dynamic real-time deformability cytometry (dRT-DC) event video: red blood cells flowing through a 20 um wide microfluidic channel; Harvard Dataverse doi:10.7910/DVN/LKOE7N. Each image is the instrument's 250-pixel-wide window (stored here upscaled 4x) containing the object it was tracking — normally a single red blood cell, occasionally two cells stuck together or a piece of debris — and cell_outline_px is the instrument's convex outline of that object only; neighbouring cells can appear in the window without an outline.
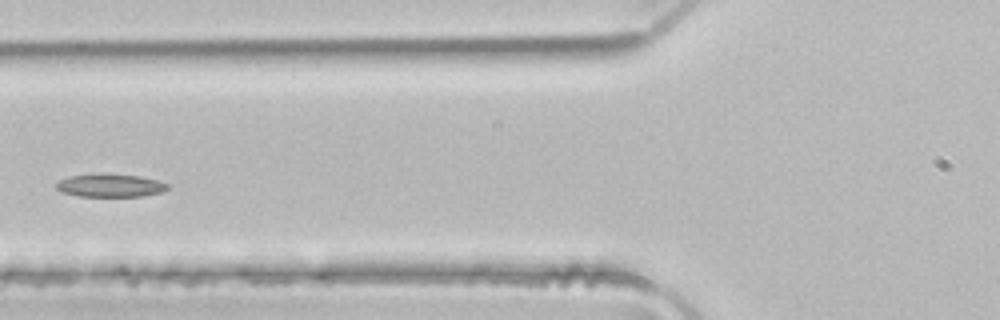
{"species": "common noctule bat (a hibernating species)", "species_latin": "Nyctalus noctula", "temperature_condition": "room temperature", "stored_images_in_passage": 4, "camera_frame_rate_fps": 3000, "um_per_image_px": 0.085, "animal": {"sex": "male", "body_mass_g": 21.5, "forearm_length_mm": 52.0}, "frame": {"image": 1, "passage_image": 4, "time_ms": 1.0, "image_size_px": [1000, 320], "cell_outline_px": [[168, 188], [164, 192], [144, 196], [80, 196], [60, 192], [56, 188], [56, 184], [60, 180], [68, 176], [140, 176], [156, 180], [168, 184]], "centroid_in_image_um": [9.4, 15.81], "position_along_channel_um": 116.4, "area_um2": 14.22}}